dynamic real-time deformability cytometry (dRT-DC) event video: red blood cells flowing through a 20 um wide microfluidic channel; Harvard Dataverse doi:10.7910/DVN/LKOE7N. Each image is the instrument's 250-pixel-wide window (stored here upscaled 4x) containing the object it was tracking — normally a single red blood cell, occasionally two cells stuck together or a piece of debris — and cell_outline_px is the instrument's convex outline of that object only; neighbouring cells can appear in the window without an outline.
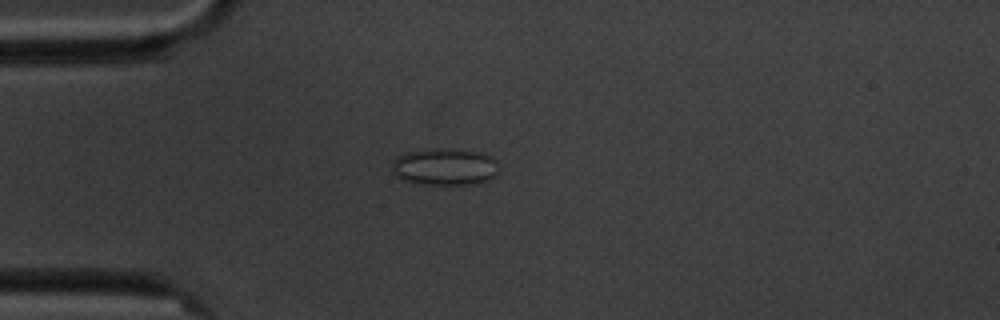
{"species": "common noctule bat (a hibernating species)", "species_latin": "Nyctalus noctula", "temperature_condition": "cold", "stored_images_in_passage": 7, "camera_frame_rate_fps": 3000, "um_per_image_px": 0.085, "animal": {"sex": "male", "body_mass_g": 20.1, "forearm_length_mm": 53.5}, "frame": {"image": 1, "passage_image": 5, "time_ms": 4.667, "image_size_px": [1000, 320], "cell_outline_px": [[496, 172], [488, 180], [472, 184], [424, 184], [400, 180], [392, 172], [392, 160], [396, 156], [404, 152], [436, 148], [460, 148], [484, 152], [492, 156], [496, 160]], "centroid_in_image_um": [37.76, 14.14], "position_along_channel_um": 47.2, "area_um2": 23.47}}
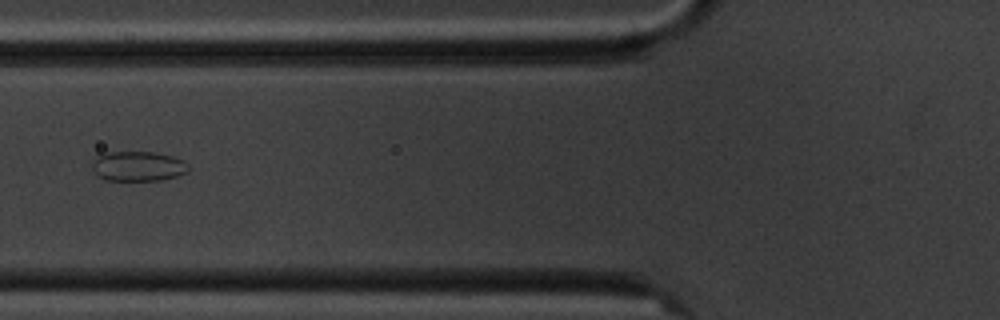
{"frame": {"image": 2, "passage_image": 7, "time_ms": 7.0, "image_size_px": [1000, 320], "cell_outline_px": [[188, 172], [176, 176], [160, 180], [104, 180], [92, 168], [92, 160], [96, 156], [108, 152], [156, 152], [172, 156], [184, 160], [188, 164]], "centroid_in_image_um": [11.74, 14.12], "position_along_channel_um": 114.1, "area_um2": 16.76}}